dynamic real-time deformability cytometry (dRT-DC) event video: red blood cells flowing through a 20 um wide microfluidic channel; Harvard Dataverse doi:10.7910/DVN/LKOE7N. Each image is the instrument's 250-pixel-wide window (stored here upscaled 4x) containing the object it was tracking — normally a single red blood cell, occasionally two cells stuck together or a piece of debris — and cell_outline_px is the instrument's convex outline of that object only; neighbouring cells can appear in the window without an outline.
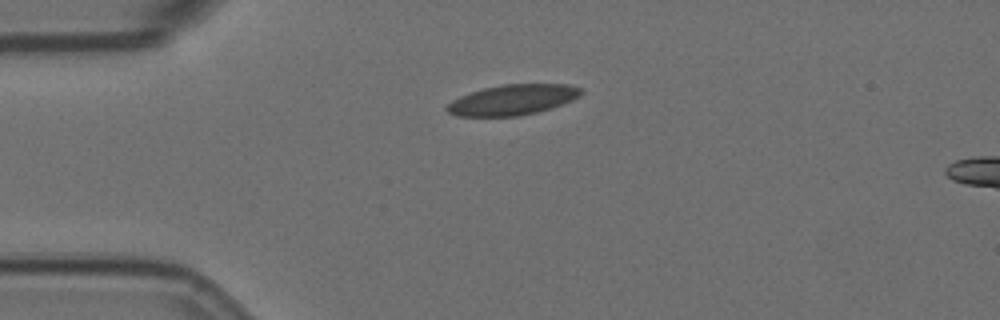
{"species": "Egyptian fruit bat (a non-hibernating species)", "species_latin": "Rousettus aegyptiacus", "temperature_condition": "room temperature", "stored_images_in_passage": 2, "segment_of_instrument_passage": [1, 2], "camera_frame_rate_fps": 3000, "um_per_image_px": 0.085, "animal": {"sex": "female"}, "frame": {"image": 1, "passage_image": 1, "time_ms": 0.0, "image_size_px": [1000, 320], "cell_outline_px": [[584, 92], [580, 96], [572, 100], [536, 112], [516, 116], [456, 116], [448, 112], [444, 108], [452, 100], [460, 96], [484, 88], [500, 84], [568, 84], [580, 88]], "centroid_in_image_um": [43.55, 8.47], "position_along_channel_um": 41.4, "area_um2": 23.58}}